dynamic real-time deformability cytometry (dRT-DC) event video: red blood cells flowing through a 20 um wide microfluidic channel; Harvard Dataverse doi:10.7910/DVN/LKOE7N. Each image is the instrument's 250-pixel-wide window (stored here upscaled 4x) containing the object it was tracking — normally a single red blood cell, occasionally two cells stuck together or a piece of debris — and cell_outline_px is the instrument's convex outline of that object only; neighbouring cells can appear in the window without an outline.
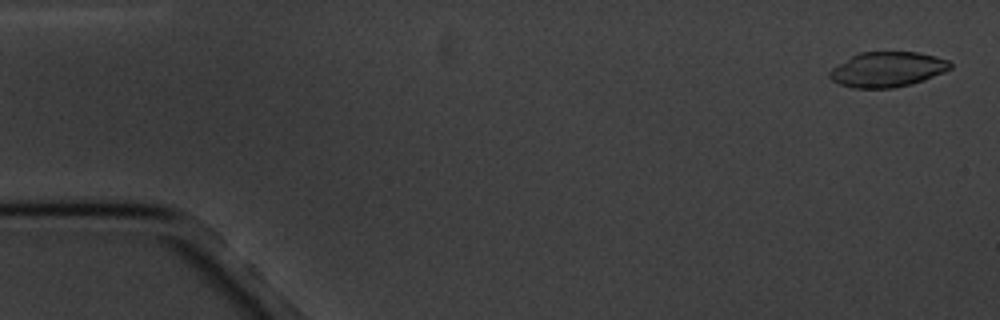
{"species": "common noctule bat (a hibernating species)", "species_latin": "Nyctalus noctula", "temperature_condition": "cold", "stored_images_in_passage": 5, "camera_frame_rate_fps": 3000, "um_per_image_px": 0.085, "animal": {"sex": "male", "body_mass_g": 20.1, "forearm_length_mm": 53.5}, "frame": {"image": 1, "passage_image": 1, "time_ms": 0.0, "image_size_px": [1000, 320], "cell_outline_px": [[952, 68], [944, 72], [924, 80], [912, 84], [892, 88], [852, 88], [840, 84], [832, 80], [828, 76], [828, 72], [832, 68], [852, 56], [860, 52], [916, 52], [936, 56], [948, 60], [952, 64]], "centroid_in_image_um": [75.44, 5.9], "position_along_channel_um": 9.6, "area_um2": 24.68}}
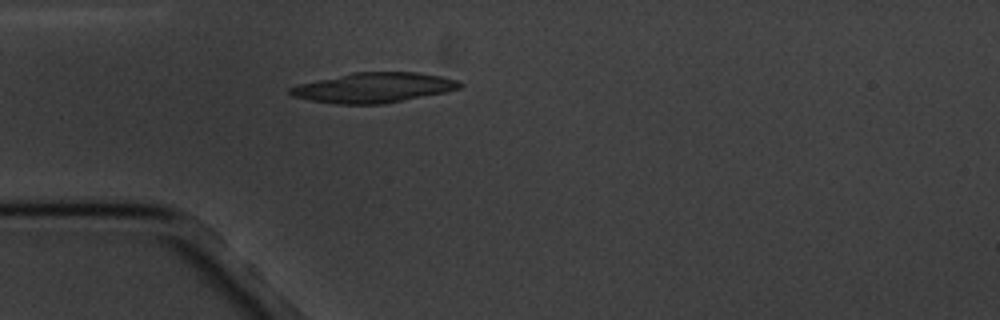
{"frame": {"image": 2, "passage_image": 5, "time_ms": 4.667, "image_size_px": [1000, 320], "cell_outline_px": [[464, 84], [460, 88], [444, 92], [384, 104], [336, 104], [312, 100], [296, 96], [288, 92], [288, 88], [300, 84], [352, 72], [416, 72], [444, 76], [456, 80]], "centroid_in_image_um": [31.8, 7.44], "position_along_channel_um": 53.2, "area_um2": 29.36}}